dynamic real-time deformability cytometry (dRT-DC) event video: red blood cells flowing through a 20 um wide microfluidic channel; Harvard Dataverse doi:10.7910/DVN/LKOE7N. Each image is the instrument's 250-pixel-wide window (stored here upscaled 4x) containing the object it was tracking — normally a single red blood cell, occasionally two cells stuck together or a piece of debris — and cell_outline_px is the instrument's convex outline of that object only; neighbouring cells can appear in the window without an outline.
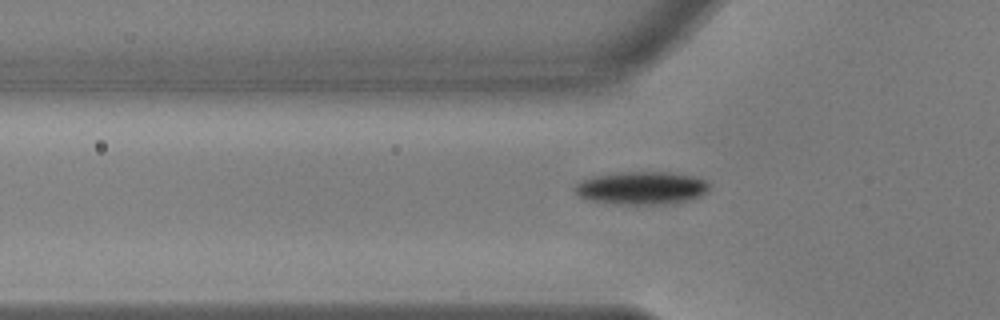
{"species": "common noctule bat (a hibernating species)", "species_latin": "Nyctalus noctula", "temperature_condition": "warm", "stored_images_in_passage": 39, "camera_frame_rate_fps": 3000, "um_per_image_px": 0.085, "animal": {"sex": "male", "body_mass_g": 17.9, "forearm_length_mm": 54.2}, "frame": {"image": 1, "passage_image": 6, "time_ms": 1.667, "image_size_px": [1000, 320], "cell_outline_px": [[712, 184], [708, 192], [700, 196], [688, 200], [648, 204], [636, 204], [592, 200], [580, 196], [572, 188], [580, 180], [592, 176], [620, 172], [672, 172], [696, 176]], "centroid_in_image_um": [54.58, 15.94], "position_along_channel_um": 71.2, "area_um2": 25.49}}
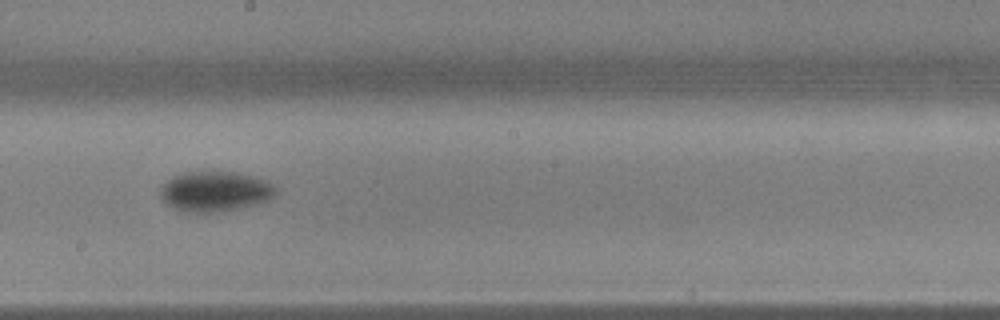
{"frame": {"image": 2, "passage_image": 19, "time_ms": 6.0, "image_size_px": [1000, 320], "cell_outline_px": [[276, 192], [268, 200], [236, 208], [216, 212], [188, 212], [172, 208], [160, 196], [160, 188], [168, 180], [176, 176], [188, 172], [236, 172], [256, 176], [272, 184], [276, 188]], "centroid_in_image_um": [18.27, 16.26], "position_along_channel_um": 229.9, "area_um2": 26.53}}
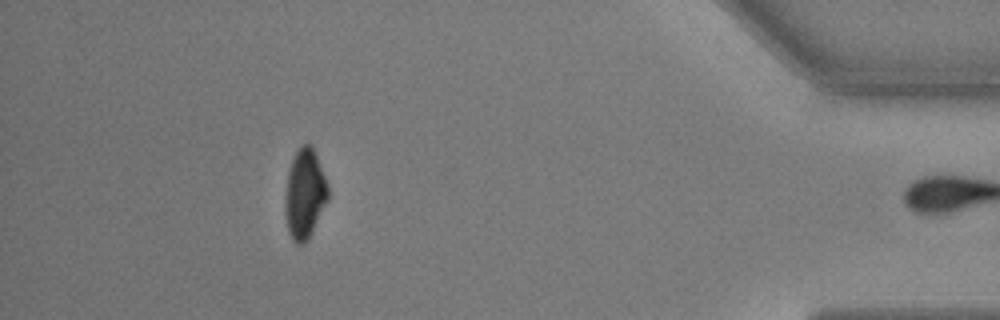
{"frame": {"image": 3, "passage_image": 38, "time_ms": 12.333, "image_size_px": [1000, 320], "cell_outline_px": [[328, 200], [308, 240], [304, 244], [296, 244], [292, 240], [288, 232], [284, 212], [284, 196], [288, 172], [292, 160], [296, 152], [304, 144], [308, 144], [312, 148], [316, 156], [328, 184]], "centroid_in_image_um": [25.88, 16.55], "position_along_channel_um": 409.3, "area_um2": 22.43}, "authors_computed_cell_mechanics": {"area_um2": 25.4898, "velocity_mm_per_s": 3.6513, "shape_relaxation_time_tau1_ms": 3.7105, "shape_relaxation_time_tau2_ms": null, "deformation_change_tau1": 0.1575, "deformation_change_tau2": null}}